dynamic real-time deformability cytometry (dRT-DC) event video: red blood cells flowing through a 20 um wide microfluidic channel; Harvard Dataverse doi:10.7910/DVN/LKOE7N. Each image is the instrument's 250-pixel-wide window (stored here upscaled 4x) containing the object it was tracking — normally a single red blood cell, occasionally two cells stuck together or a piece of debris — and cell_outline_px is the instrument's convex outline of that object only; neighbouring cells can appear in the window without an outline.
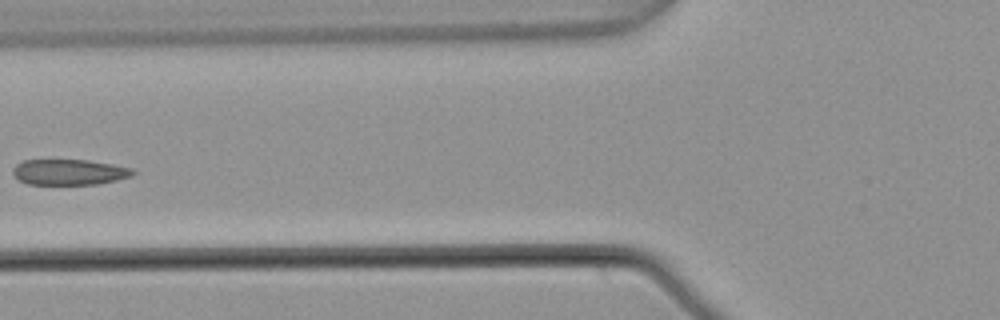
{"species": "common noctule bat (a hibernating species)", "species_latin": "Nyctalus noctula", "temperature_condition": "warm", "stored_images_in_passage": 7, "camera_frame_rate_fps": 3000, "um_per_image_px": 0.085, "animal": {"sex": "male", "body_mass_g": 21.5, "forearm_length_mm": 52.0}, "frame": {"image": 1, "passage_image": 6, "time_ms": 1.667, "image_size_px": [1000, 320], "cell_outline_px": [[136, 172], [132, 176], [116, 180], [96, 184], [28, 184], [20, 180], [12, 172], [12, 168], [16, 164], [24, 160], [88, 160], [112, 164], [132, 168]], "centroid_in_image_um": [5.89, 14.62], "position_along_channel_um": 119.9, "area_um2": 17.86}}
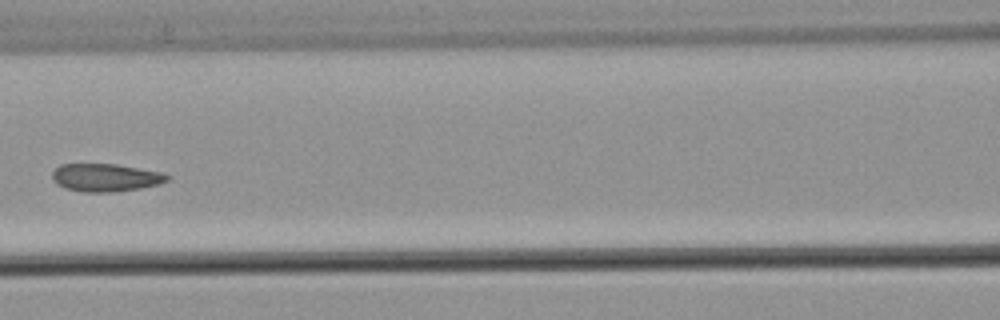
{"frame": {"image": 2, "passage_image": 7, "time_ms": 2.0, "image_size_px": [1000, 320], "cell_outline_px": [[168, 180], [160, 184], [140, 188], [112, 192], [84, 192], [64, 188], [56, 184], [52, 180], [52, 172], [60, 164], [116, 164], [160, 172], [168, 176]], "centroid_in_image_um": [8.92, 15.1], "position_along_channel_um": 157.7, "area_um2": 18.61}}